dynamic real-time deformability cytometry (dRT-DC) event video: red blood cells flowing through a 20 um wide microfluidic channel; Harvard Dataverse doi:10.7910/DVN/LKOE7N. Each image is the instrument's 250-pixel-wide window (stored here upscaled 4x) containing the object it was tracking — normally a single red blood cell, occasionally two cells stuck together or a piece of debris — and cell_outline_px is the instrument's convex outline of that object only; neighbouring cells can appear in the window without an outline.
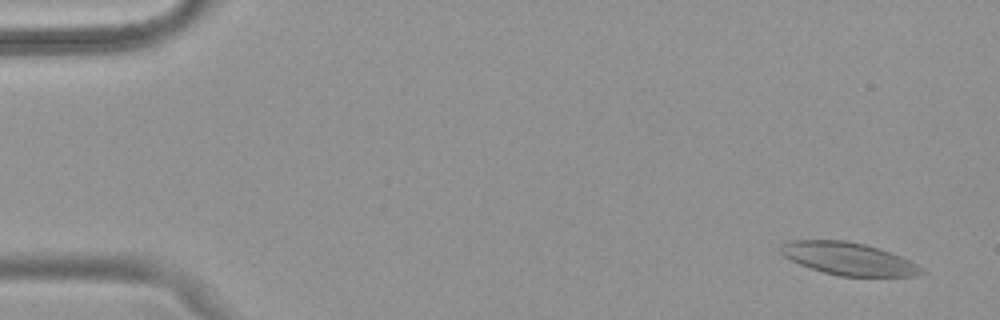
{"species": "common noctule bat (a hibernating species)", "species_latin": "Nyctalus noctula", "temperature_condition": "warm", "stored_images_in_passage": 53, "camera_frame_rate_fps": 3000, "um_per_image_px": 0.085, "animal": {"sex": "female", "body_mass_g": 18.4}, "frame": {"image": 1, "passage_image": 3, "time_ms": 0.667, "image_size_px": [1000, 320], "cell_outline_px": [[928, 272], [920, 276], [840, 276], [824, 272], [800, 264], [784, 256], [780, 252], [780, 244], [792, 240], [844, 240], [864, 244], [900, 256], [924, 268]], "centroid_in_image_um": [72.15, 22.0], "position_along_channel_um": 12.9, "area_um2": 26.53}}
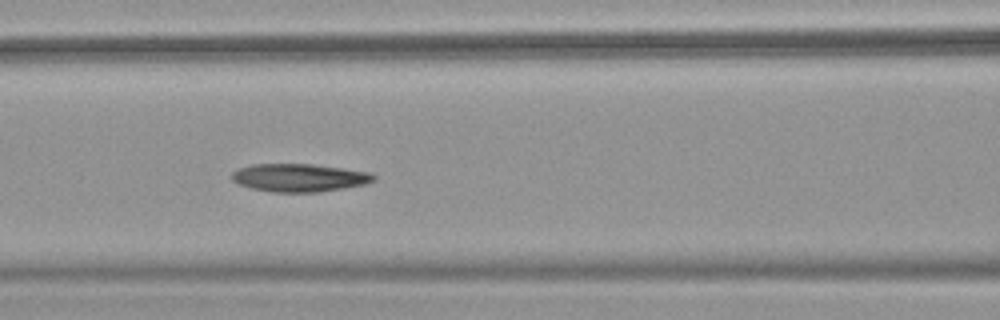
{"frame": {"image": 2, "passage_image": 23, "time_ms": 7.333, "image_size_px": [1000, 320], "cell_outline_px": [[376, 180], [364, 184], [344, 188], [320, 192], [272, 192], [252, 188], [240, 184], [232, 180], [232, 172], [240, 168], [252, 164], [312, 164], [368, 172], [376, 176]], "centroid_in_image_um": [25.44, 15.11], "position_along_channel_um": 141.2, "area_um2": 22.95}}
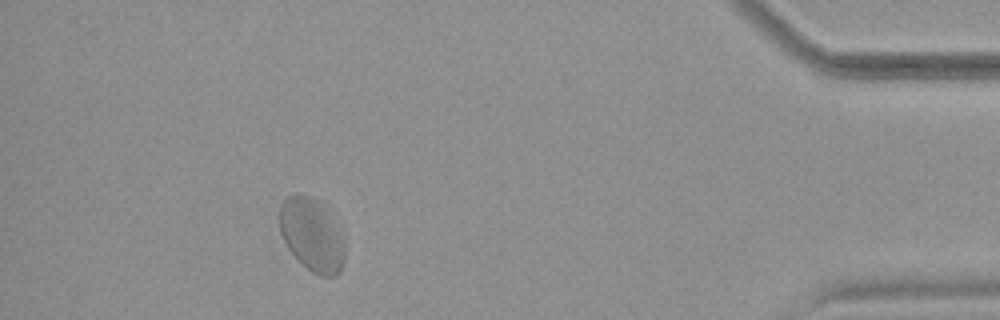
{"frame": {"image": 3, "passage_image": 48, "time_ms": 15.667, "image_size_px": [1000, 320], "cell_outline_px": [[344, 260], [340, 272], [332, 276], [320, 276], [312, 272], [288, 248], [280, 232], [280, 204], [288, 196], [308, 196], [324, 200], [328, 204], [344, 248]], "centroid_in_image_um": [26.52, 19.91], "position_along_channel_um": 408.7, "area_um2": 27.51}, "authors_computed_cell_mechanics": {"area_um2": 25.4898, "velocity_mm_per_s": 3.8386, "shape_relaxation_time_tau1_ms": null, "shape_relaxation_time_tau2_ms": 1.8093, "deformation_change_tau1": null, "deformation_change_tau2": 0.0718}}